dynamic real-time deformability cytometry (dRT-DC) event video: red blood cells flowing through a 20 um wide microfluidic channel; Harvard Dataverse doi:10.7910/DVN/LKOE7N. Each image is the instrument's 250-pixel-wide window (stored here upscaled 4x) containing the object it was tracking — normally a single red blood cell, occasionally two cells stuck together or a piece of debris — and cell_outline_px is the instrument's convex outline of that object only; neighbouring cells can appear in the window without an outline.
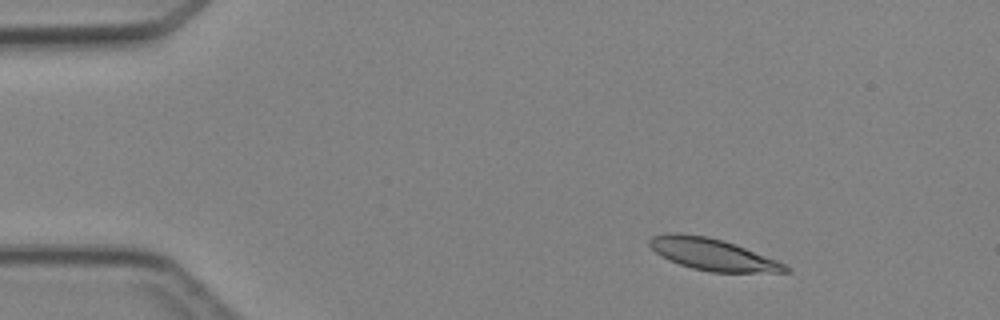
{"species": "Egyptian fruit bat (a non-hibernating species)", "species_latin": "Rousettus aegyptiacus", "temperature_condition": "cold", "stored_images_in_passage": 3, "camera_frame_rate_fps": 3000, "um_per_image_px": 0.085, "animal": {"sex": "female"}, "frame": {"image": 1, "passage_image": 1, "time_ms": 0.0, "image_size_px": [1000, 320], "cell_outline_px": [[792, 272], [712, 272], [692, 268], [680, 264], [656, 252], [648, 244], [648, 240], [652, 236], [668, 232], [680, 232], [708, 236], [724, 240], [776, 260], [792, 268]], "centroid_in_image_um": [60.57, 21.6], "position_along_channel_um": 24.4, "area_um2": 25.03}}